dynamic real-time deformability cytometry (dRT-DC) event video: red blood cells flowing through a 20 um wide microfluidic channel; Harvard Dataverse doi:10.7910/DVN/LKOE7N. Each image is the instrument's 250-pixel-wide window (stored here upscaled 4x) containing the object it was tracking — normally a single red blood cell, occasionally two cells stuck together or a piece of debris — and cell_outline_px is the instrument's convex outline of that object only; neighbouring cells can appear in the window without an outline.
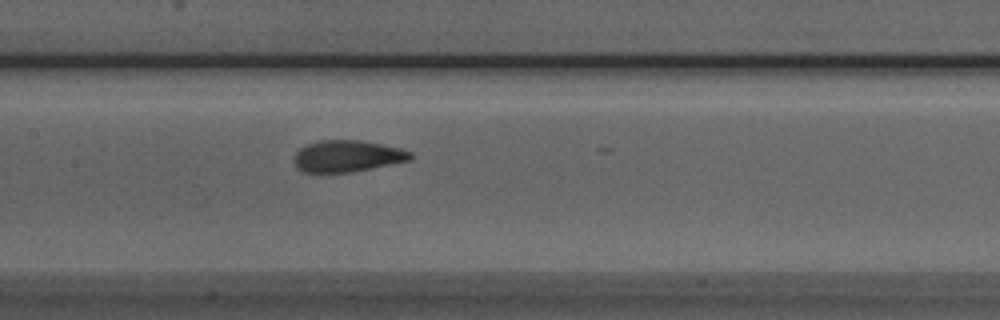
{"species": "Egyptian fruit bat (a non-hibernating species)", "species_latin": "Rousettus aegyptiacus", "temperature_condition": "room temperature", "stored_images_in_passage": 21, "camera_frame_rate_fps": 3000, "um_per_image_px": 0.085, "animal": {"sex": "male"}, "frame": {"image": 1, "passage_image": 17, "time_ms": 5.333, "image_size_px": [1000, 320], "cell_outline_px": [[412, 160], [352, 172], [304, 172], [296, 168], [292, 160], [292, 156], [300, 148], [308, 144], [320, 140], [360, 140], [384, 144], [400, 148], [412, 152]], "centroid_in_image_um": [29.51, 13.27], "position_along_channel_um": 177.9, "area_um2": 21.68}}
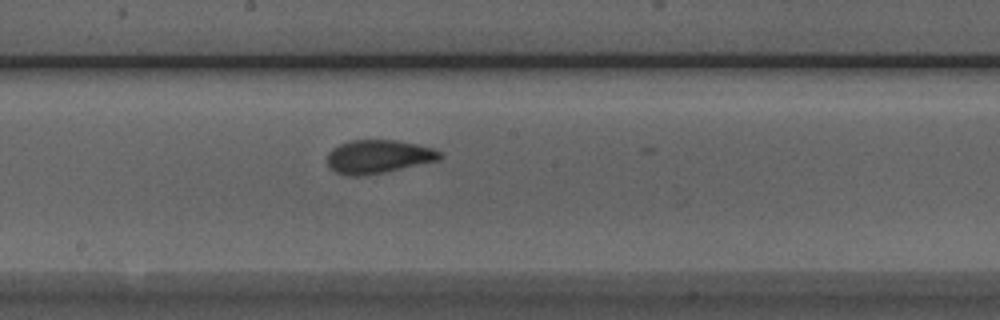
{"frame": {"image": 2, "passage_image": 20, "time_ms": 6.333, "image_size_px": [1000, 320], "cell_outline_px": [[444, 156], [440, 160], [384, 172], [360, 176], [348, 176], [336, 172], [328, 168], [328, 152], [332, 148], [348, 140], [396, 140], [416, 144], [432, 148], [440, 152]], "centroid_in_image_um": [32.14, 13.31], "position_along_channel_um": 216.1, "area_um2": 22.02}}